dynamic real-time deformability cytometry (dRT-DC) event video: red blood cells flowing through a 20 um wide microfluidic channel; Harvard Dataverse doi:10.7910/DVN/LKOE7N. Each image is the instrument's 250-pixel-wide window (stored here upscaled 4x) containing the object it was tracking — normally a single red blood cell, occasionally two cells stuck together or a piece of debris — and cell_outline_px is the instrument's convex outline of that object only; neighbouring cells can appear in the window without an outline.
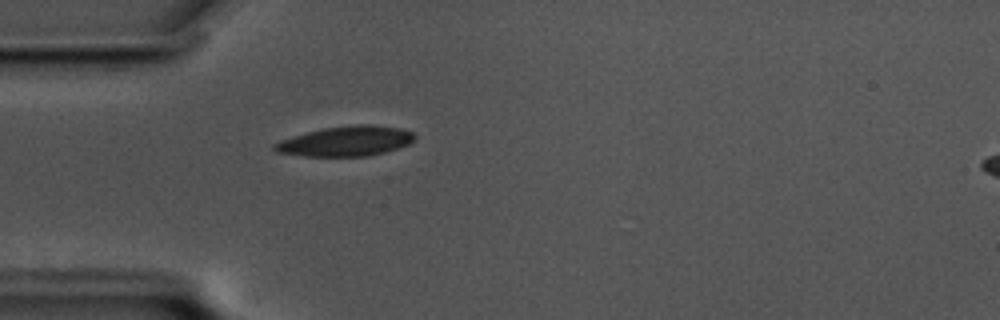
{"species": "common noctule bat (a hibernating species)", "species_latin": "Nyctalus noctula", "temperature_condition": "cold", "stored_images_in_passage": 42, "camera_frame_rate_fps": 3000, "um_per_image_px": 0.085, "animal": {"sex": "male", "body_mass_g": 17.5, "forearm_length_mm": 52.3}, "frame": {"image": 1, "passage_image": 1, "time_ms": 0.0, "image_size_px": [1000, 320], "cell_outline_px": [[416, 140], [408, 144], [384, 152], [368, 156], [304, 156], [276, 152], [272, 148], [272, 144], [280, 140], [308, 132], [324, 128], [356, 124], [372, 124], [400, 128], [412, 132], [416, 136]], "centroid_in_image_um": [29.4, 12.0], "position_along_channel_um": 55.6, "area_um2": 24.45}}
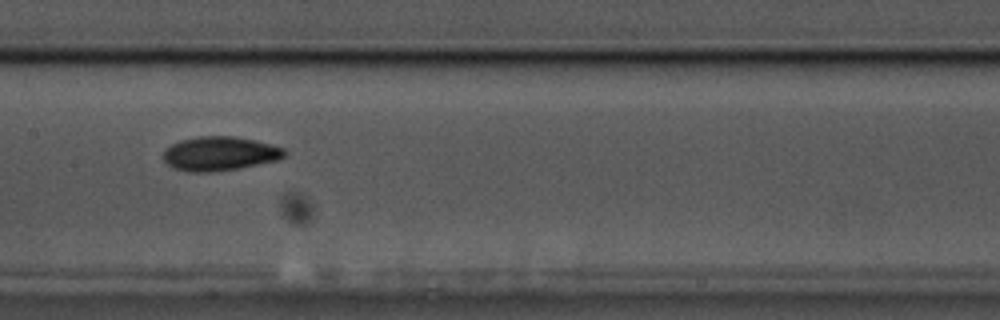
{"frame": {"image": 2, "passage_image": 13, "time_ms": 4.0, "image_size_px": [1000, 320], "cell_outline_px": [[288, 152], [280, 160], [240, 168], [212, 172], [188, 172], [172, 168], [164, 160], [164, 148], [180, 140], [196, 136], [236, 136], [256, 140], [284, 148]], "centroid_in_image_um": [18.69, 13.06], "position_along_channel_um": 188.7, "area_um2": 24.45}}
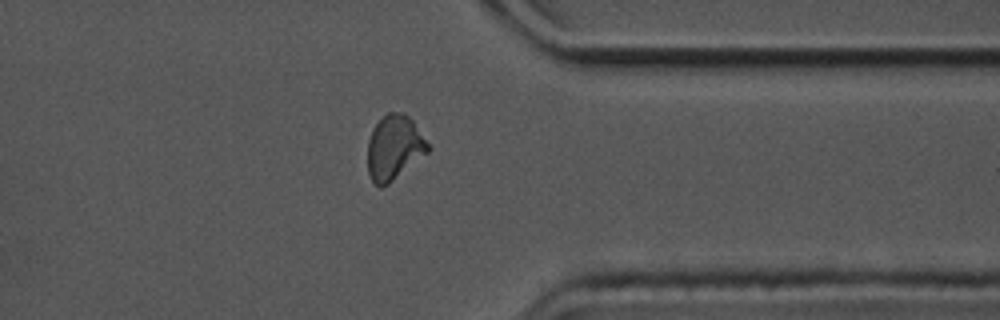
{"frame": {"image": 3, "passage_image": 30, "time_ms": 9.667, "image_size_px": [1000, 320], "cell_outline_px": [[432, 148], [428, 152], [388, 184], [380, 188], [372, 180], [368, 172], [368, 140], [372, 128], [388, 112], [404, 112], [412, 120]], "centroid_in_image_um": [33.51, 12.53], "position_along_channel_um": 377.9, "area_um2": 22.6}, "authors_computed_cell_mechanics": {"area_um2": 22.9466, "velocity_mm_per_s": 3.4423, "shape_relaxation_time_tau1_ms": null, "shape_relaxation_time_tau2_ms": 3.1027, "deformation_change_tau1": null, "deformation_change_tau2": 0.0788}}